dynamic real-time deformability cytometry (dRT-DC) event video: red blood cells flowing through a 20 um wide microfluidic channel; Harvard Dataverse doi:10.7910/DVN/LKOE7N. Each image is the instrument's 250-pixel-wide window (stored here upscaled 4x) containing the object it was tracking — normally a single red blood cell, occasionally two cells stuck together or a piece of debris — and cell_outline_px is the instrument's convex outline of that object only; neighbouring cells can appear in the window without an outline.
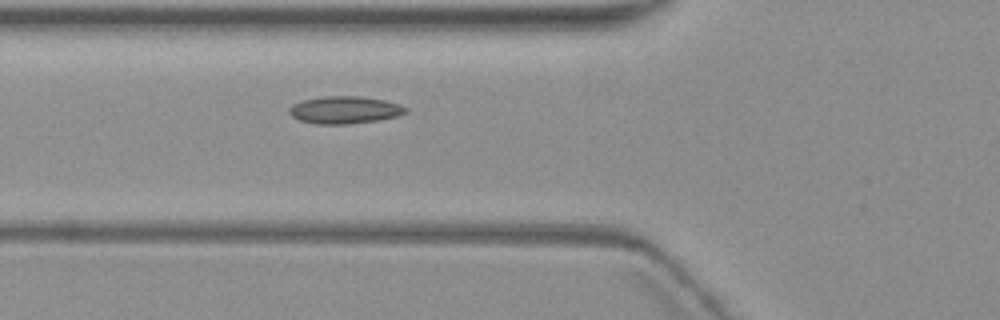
{"species": "common noctule bat (a hibernating species)", "species_latin": "Nyctalus noctula", "temperature_condition": "warm", "stored_images_in_passage": 3, "camera_frame_rate_fps": 3000, "um_per_image_px": 0.085, "animal": {"sex": "female", "body_mass_g": 19.3, "forearm_length_mm": 54.1}, "frame": {"image": 1, "passage_image": 3, "time_ms": 3.0, "image_size_px": [1000, 320], "cell_outline_px": [[408, 112], [396, 116], [376, 120], [348, 124], [316, 124], [300, 120], [292, 116], [288, 112], [288, 108], [292, 104], [300, 100], [324, 96], [360, 96], [384, 100], [400, 104], [408, 108]], "centroid_in_image_um": [29.27, 9.33], "position_along_channel_um": 96.5, "area_um2": 18.67}}